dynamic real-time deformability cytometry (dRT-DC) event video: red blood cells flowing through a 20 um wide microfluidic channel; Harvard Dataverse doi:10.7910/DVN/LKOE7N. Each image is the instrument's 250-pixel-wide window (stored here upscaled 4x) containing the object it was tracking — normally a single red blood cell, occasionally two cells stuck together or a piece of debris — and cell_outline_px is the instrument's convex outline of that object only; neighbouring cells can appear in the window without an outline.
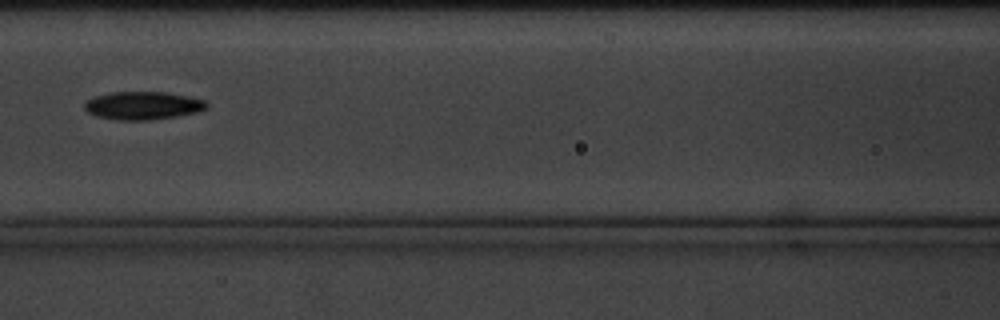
{"species": "common noctule bat (a hibernating species)", "species_latin": "Nyctalus noctula", "temperature_condition": "cold", "stored_images_in_passage": 3, "camera_frame_rate_fps": 3000, "um_per_image_px": 0.085, "animal": {"sex": "male", "body_mass_g": 20.1, "forearm_length_mm": 53.5}, "frame": {"image": 1, "passage_image": 3, "time_ms": 2.333, "image_size_px": [1000, 320], "cell_outline_px": [[208, 108], [200, 112], [176, 116], [148, 120], [116, 120], [96, 116], [88, 112], [84, 108], [84, 104], [88, 100], [96, 96], [112, 92], [164, 92], [188, 96], [204, 100], [208, 104]], "centroid_in_image_um": [12.17, 8.98], "position_along_channel_um": 154.4, "area_um2": 19.94}}